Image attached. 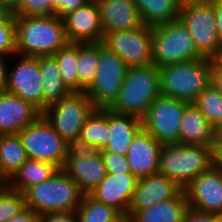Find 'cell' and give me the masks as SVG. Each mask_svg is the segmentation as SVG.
I'll return each mask as SVG.
<instances>
[{
  "label": "cell",
  "mask_w": 222,
  "mask_h": 222,
  "mask_svg": "<svg viewBox=\"0 0 222 222\" xmlns=\"http://www.w3.org/2000/svg\"><path fill=\"white\" fill-rule=\"evenodd\" d=\"M59 168L46 161L27 159L7 185L14 190L24 192L28 187L49 180Z\"/></svg>",
  "instance_id": "484cf974"
},
{
  "label": "cell",
  "mask_w": 222,
  "mask_h": 222,
  "mask_svg": "<svg viewBox=\"0 0 222 222\" xmlns=\"http://www.w3.org/2000/svg\"><path fill=\"white\" fill-rule=\"evenodd\" d=\"M188 103L160 95L142 118V127L162 144L179 143V132L185 106Z\"/></svg>",
  "instance_id": "8fae6325"
},
{
  "label": "cell",
  "mask_w": 222,
  "mask_h": 222,
  "mask_svg": "<svg viewBox=\"0 0 222 222\" xmlns=\"http://www.w3.org/2000/svg\"><path fill=\"white\" fill-rule=\"evenodd\" d=\"M28 159L19 134L0 135V167L2 175L9 180Z\"/></svg>",
  "instance_id": "83f0119b"
},
{
  "label": "cell",
  "mask_w": 222,
  "mask_h": 222,
  "mask_svg": "<svg viewBox=\"0 0 222 222\" xmlns=\"http://www.w3.org/2000/svg\"><path fill=\"white\" fill-rule=\"evenodd\" d=\"M8 180L2 175L1 167H0V183L2 185H7Z\"/></svg>",
  "instance_id": "f5cc1de1"
},
{
  "label": "cell",
  "mask_w": 222,
  "mask_h": 222,
  "mask_svg": "<svg viewBox=\"0 0 222 222\" xmlns=\"http://www.w3.org/2000/svg\"><path fill=\"white\" fill-rule=\"evenodd\" d=\"M214 165L213 146L163 144L158 172L184 189L199 174Z\"/></svg>",
  "instance_id": "3957f363"
},
{
  "label": "cell",
  "mask_w": 222,
  "mask_h": 222,
  "mask_svg": "<svg viewBox=\"0 0 222 222\" xmlns=\"http://www.w3.org/2000/svg\"><path fill=\"white\" fill-rule=\"evenodd\" d=\"M95 108L85 92H71L50 104L42 115L67 142L80 135L83 124Z\"/></svg>",
  "instance_id": "30bf717a"
},
{
  "label": "cell",
  "mask_w": 222,
  "mask_h": 222,
  "mask_svg": "<svg viewBox=\"0 0 222 222\" xmlns=\"http://www.w3.org/2000/svg\"><path fill=\"white\" fill-rule=\"evenodd\" d=\"M59 65L63 83L71 92H79V78L77 75L78 43H68L53 55Z\"/></svg>",
  "instance_id": "1f68e13d"
},
{
  "label": "cell",
  "mask_w": 222,
  "mask_h": 222,
  "mask_svg": "<svg viewBox=\"0 0 222 222\" xmlns=\"http://www.w3.org/2000/svg\"><path fill=\"white\" fill-rule=\"evenodd\" d=\"M137 182L138 179L132 173H107L89 196L97 202L113 207L126 218Z\"/></svg>",
  "instance_id": "2e32d148"
},
{
  "label": "cell",
  "mask_w": 222,
  "mask_h": 222,
  "mask_svg": "<svg viewBox=\"0 0 222 222\" xmlns=\"http://www.w3.org/2000/svg\"><path fill=\"white\" fill-rule=\"evenodd\" d=\"M161 95L159 67H129L110 110L142 119L152 102Z\"/></svg>",
  "instance_id": "7a4b0ae2"
},
{
  "label": "cell",
  "mask_w": 222,
  "mask_h": 222,
  "mask_svg": "<svg viewBox=\"0 0 222 222\" xmlns=\"http://www.w3.org/2000/svg\"><path fill=\"white\" fill-rule=\"evenodd\" d=\"M41 222H79V220L76 211H74L43 214Z\"/></svg>",
  "instance_id": "f35d334b"
},
{
  "label": "cell",
  "mask_w": 222,
  "mask_h": 222,
  "mask_svg": "<svg viewBox=\"0 0 222 222\" xmlns=\"http://www.w3.org/2000/svg\"><path fill=\"white\" fill-rule=\"evenodd\" d=\"M188 208L185 192L180 189L172 198L136 211L126 222H182Z\"/></svg>",
  "instance_id": "cb8c5ba5"
},
{
  "label": "cell",
  "mask_w": 222,
  "mask_h": 222,
  "mask_svg": "<svg viewBox=\"0 0 222 222\" xmlns=\"http://www.w3.org/2000/svg\"><path fill=\"white\" fill-rule=\"evenodd\" d=\"M0 21H15V15L6 5L0 2Z\"/></svg>",
  "instance_id": "7dc6e473"
},
{
  "label": "cell",
  "mask_w": 222,
  "mask_h": 222,
  "mask_svg": "<svg viewBox=\"0 0 222 222\" xmlns=\"http://www.w3.org/2000/svg\"><path fill=\"white\" fill-rule=\"evenodd\" d=\"M90 0H64L63 3V16L67 13L80 8L85 5Z\"/></svg>",
  "instance_id": "bcb514c9"
},
{
  "label": "cell",
  "mask_w": 222,
  "mask_h": 222,
  "mask_svg": "<svg viewBox=\"0 0 222 222\" xmlns=\"http://www.w3.org/2000/svg\"><path fill=\"white\" fill-rule=\"evenodd\" d=\"M217 34L222 45V0H213Z\"/></svg>",
  "instance_id": "b9f144b4"
},
{
  "label": "cell",
  "mask_w": 222,
  "mask_h": 222,
  "mask_svg": "<svg viewBox=\"0 0 222 222\" xmlns=\"http://www.w3.org/2000/svg\"><path fill=\"white\" fill-rule=\"evenodd\" d=\"M100 154L108 174L115 175L131 173L126 156L109 151H101Z\"/></svg>",
  "instance_id": "74e56055"
},
{
  "label": "cell",
  "mask_w": 222,
  "mask_h": 222,
  "mask_svg": "<svg viewBox=\"0 0 222 222\" xmlns=\"http://www.w3.org/2000/svg\"><path fill=\"white\" fill-rule=\"evenodd\" d=\"M211 83L222 93V68L214 61L211 69Z\"/></svg>",
  "instance_id": "7bdbcfd3"
},
{
  "label": "cell",
  "mask_w": 222,
  "mask_h": 222,
  "mask_svg": "<svg viewBox=\"0 0 222 222\" xmlns=\"http://www.w3.org/2000/svg\"><path fill=\"white\" fill-rule=\"evenodd\" d=\"M213 61L222 68V45L219 47V50L216 56L213 58Z\"/></svg>",
  "instance_id": "681fc988"
},
{
  "label": "cell",
  "mask_w": 222,
  "mask_h": 222,
  "mask_svg": "<svg viewBox=\"0 0 222 222\" xmlns=\"http://www.w3.org/2000/svg\"><path fill=\"white\" fill-rule=\"evenodd\" d=\"M182 222H207V213L188 208Z\"/></svg>",
  "instance_id": "60d3db41"
},
{
  "label": "cell",
  "mask_w": 222,
  "mask_h": 222,
  "mask_svg": "<svg viewBox=\"0 0 222 222\" xmlns=\"http://www.w3.org/2000/svg\"><path fill=\"white\" fill-rule=\"evenodd\" d=\"M194 105L217 129L222 123V93L210 83L194 100Z\"/></svg>",
  "instance_id": "d6a6232c"
},
{
  "label": "cell",
  "mask_w": 222,
  "mask_h": 222,
  "mask_svg": "<svg viewBox=\"0 0 222 222\" xmlns=\"http://www.w3.org/2000/svg\"><path fill=\"white\" fill-rule=\"evenodd\" d=\"M103 36L114 31L137 29L144 25L134 0H96Z\"/></svg>",
  "instance_id": "d6986e66"
},
{
  "label": "cell",
  "mask_w": 222,
  "mask_h": 222,
  "mask_svg": "<svg viewBox=\"0 0 222 222\" xmlns=\"http://www.w3.org/2000/svg\"><path fill=\"white\" fill-rule=\"evenodd\" d=\"M17 57L54 55L69 41L63 19L55 14L15 16Z\"/></svg>",
  "instance_id": "6da1fadb"
},
{
  "label": "cell",
  "mask_w": 222,
  "mask_h": 222,
  "mask_svg": "<svg viewBox=\"0 0 222 222\" xmlns=\"http://www.w3.org/2000/svg\"><path fill=\"white\" fill-rule=\"evenodd\" d=\"M6 222H41V215L34 212L32 209L25 208L18 215Z\"/></svg>",
  "instance_id": "ab89813d"
},
{
  "label": "cell",
  "mask_w": 222,
  "mask_h": 222,
  "mask_svg": "<svg viewBox=\"0 0 222 222\" xmlns=\"http://www.w3.org/2000/svg\"><path fill=\"white\" fill-rule=\"evenodd\" d=\"M10 72L7 71L6 92L26 100L43 113L40 56H23Z\"/></svg>",
  "instance_id": "4fadbf2b"
},
{
  "label": "cell",
  "mask_w": 222,
  "mask_h": 222,
  "mask_svg": "<svg viewBox=\"0 0 222 222\" xmlns=\"http://www.w3.org/2000/svg\"><path fill=\"white\" fill-rule=\"evenodd\" d=\"M64 0H20L15 16H37L55 14L63 17Z\"/></svg>",
  "instance_id": "836d02e7"
},
{
  "label": "cell",
  "mask_w": 222,
  "mask_h": 222,
  "mask_svg": "<svg viewBox=\"0 0 222 222\" xmlns=\"http://www.w3.org/2000/svg\"><path fill=\"white\" fill-rule=\"evenodd\" d=\"M0 54L17 56L15 21H0Z\"/></svg>",
  "instance_id": "8d00e7d4"
},
{
  "label": "cell",
  "mask_w": 222,
  "mask_h": 222,
  "mask_svg": "<svg viewBox=\"0 0 222 222\" xmlns=\"http://www.w3.org/2000/svg\"><path fill=\"white\" fill-rule=\"evenodd\" d=\"M126 63L100 42V58L96 76L84 91L96 108H108L117 98L125 79Z\"/></svg>",
  "instance_id": "ba28073f"
},
{
  "label": "cell",
  "mask_w": 222,
  "mask_h": 222,
  "mask_svg": "<svg viewBox=\"0 0 222 222\" xmlns=\"http://www.w3.org/2000/svg\"><path fill=\"white\" fill-rule=\"evenodd\" d=\"M180 189L166 175L159 172L138 179L125 221L138 210L149 208L172 198Z\"/></svg>",
  "instance_id": "e0dca14e"
},
{
  "label": "cell",
  "mask_w": 222,
  "mask_h": 222,
  "mask_svg": "<svg viewBox=\"0 0 222 222\" xmlns=\"http://www.w3.org/2000/svg\"><path fill=\"white\" fill-rule=\"evenodd\" d=\"M144 25L155 27L178 18V0H134Z\"/></svg>",
  "instance_id": "4316f807"
},
{
  "label": "cell",
  "mask_w": 222,
  "mask_h": 222,
  "mask_svg": "<svg viewBox=\"0 0 222 222\" xmlns=\"http://www.w3.org/2000/svg\"><path fill=\"white\" fill-rule=\"evenodd\" d=\"M101 43L117 54L128 67L153 64L151 27L143 25L133 30L107 33Z\"/></svg>",
  "instance_id": "7c38bea8"
},
{
  "label": "cell",
  "mask_w": 222,
  "mask_h": 222,
  "mask_svg": "<svg viewBox=\"0 0 222 222\" xmlns=\"http://www.w3.org/2000/svg\"><path fill=\"white\" fill-rule=\"evenodd\" d=\"M214 166L222 170V137H216L213 146Z\"/></svg>",
  "instance_id": "ee69618b"
},
{
  "label": "cell",
  "mask_w": 222,
  "mask_h": 222,
  "mask_svg": "<svg viewBox=\"0 0 222 222\" xmlns=\"http://www.w3.org/2000/svg\"><path fill=\"white\" fill-rule=\"evenodd\" d=\"M207 222H222V216L207 213Z\"/></svg>",
  "instance_id": "816d5d0a"
},
{
  "label": "cell",
  "mask_w": 222,
  "mask_h": 222,
  "mask_svg": "<svg viewBox=\"0 0 222 222\" xmlns=\"http://www.w3.org/2000/svg\"><path fill=\"white\" fill-rule=\"evenodd\" d=\"M216 136L222 137V123L221 125L216 129Z\"/></svg>",
  "instance_id": "db71d44e"
},
{
  "label": "cell",
  "mask_w": 222,
  "mask_h": 222,
  "mask_svg": "<svg viewBox=\"0 0 222 222\" xmlns=\"http://www.w3.org/2000/svg\"><path fill=\"white\" fill-rule=\"evenodd\" d=\"M178 18L188 28L198 52L213 59L221 46L213 2L181 5Z\"/></svg>",
  "instance_id": "9c48e42d"
},
{
  "label": "cell",
  "mask_w": 222,
  "mask_h": 222,
  "mask_svg": "<svg viewBox=\"0 0 222 222\" xmlns=\"http://www.w3.org/2000/svg\"><path fill=\"white\" fill-rule=\"evenodd\" d=\"M216 137V128L194 103H188L180 125L179 144L214 146Z\"/></svg>",
  "instance_id": "44dd1931"
},
{
  "label": "cell",
  "mask_w": 222,
  "mask_h": 222,
  "mask_svg": "<svg viewBox=\"0 0 222 222\" xmlns=\"http://www.w3.org/2000/svg\"><path fill=\"white\" fill-rule=\"evenodd\" d=\"M40 72L42 76L44 112L50 104L68 96L71 91L63 83L58 62L53 55L40 56Z\"/></svg>",
  "instance_id": "d4e9b609"
},
{
  "label": "cell",
  "mask_w": 222,
  "mask_h": 222,
  "mask_svg": "<svg viewBox=\"0 0 222 222\" xmlns=\"http://www.w3.org/2000/svg\"><path fill=\"white\" fill-rule=\"evenodd\" d=\"M142 128V119L109 109V142L101 151L126 156L134 137Z\"/></svg>",
  "instance_id": "603a6c76"
},
{
  "label": "cell",
  "mask_w": 222,
  "mask_h": 222,
  "mask_svg": "<svg viewBox=\"0 0 222 222\" xmlns=\"http://www.w3.org/2000/svg\"><path fill=\"white\" fill-rule=\"evenodd\" d=\"M100 58V43H78L77 75L79 92H84L93 82Z\"/></svg>",
  "instance_id": "f546056e"
},
{
  "label": "cell",
  "mask_w": 222,
  "mask_h": 222,
  "mask_svg": "<svg viewBox=\"0 0 222 222\" xmlns=\"http://www.w3.org/2000/svg\"><path fill=\"white\" fill-rule=\"evenodd\" d=\"M180 5H187L193 3H204V2H212L213 0H178Z\"/></svg>",
  "instance_id": "f907efd6"
},
{
  "label": "cell",
  "mask_w": 222,
  "mask_h": 222,
  "mask_svg": "<svg viewBox=\"0 0 222 222\" xmlns=\"http://www.w3.org/2000/svg\"><path fill=\"white\" fill-rule=\"evenodd\" d=\"M69 43H100L103 30L100 23V11L96 0L62 17Z\"/></svg>",
  "instance_id": "9a60e30c"
},
{
  "label": "cell",
  "mask_w": 222,
  "mask_h": 222,
  "mask_svg": "<svg viewBox=\"0 0 222 222\" xmlns=\"http://www.w3.org/2000/svg\"><path fill=\"white\" fill-rule=\"evenodd\" d=\"M76 213L79 222H126L113 207L97 202L89 195H83Z\"/></svg>",
  "instance_id": "4dcf8cb0"
},
{
  "label": "cell",
  "mask_w": 222,
  "mask_h": 222,
  "mask_svg": "<svg viewBox=\"0 0 222 222\" xmlns=\"http://www.w3.org/2000/svg\"><path fill=\"white\" fill-rule=\"evenodd\" d=\"M5 55L0 54V93H4L7 90V65L5 64Z\"/></svg>",
  "instance_id": "f6af8a7d"
},
{
  "label": "cell",
  "mask_w": 222,
  "mask_h": 222,
  "mask_svg": "<svg viewBox=\"0 0 222 222\" xmlns=\"http://www.w3.org/2000/svg\"><path fill=\"white\" fill-rule=\"evenodd\" d=\"M162 146L143 128L137 133L126 155L130 171L137 179L158 173Z\"/></svg>",
  "instance_id": "ac0fdd59"
},
{
  "label": "cell",
  "mask_w": 222,
  "mask_h": 222,
  "mask_svg": "<svg viewBox=\"0 0 222 222\" xmlns=\"http://www.w3.org/2000/svg\"><path fill=\"white\" fill-rule=\"evenodd\" d=\"M20 0H0V2L6 5L13 12L18 8Z\"/></svg>",
  "instance_id": "c3c4849f"
},
{
  "label": "cell",
  "mask_w": 222,
  "mask_h": 222,
  "mask_svg": "<svg viewBox=\"0 0 222 222\" xmlns=\"http://www.w3.org/2000/svg\"><path fill=\"white\" fill-rule=\"evenodd\" d=\"M41 115L36 107L17 95L0 93V135L18 134Z\"/></svg>",
  "instance_id": "ffe728a7"
},
{
  "label": "cell",
  "mask_w": 222,
  "mask_h": 222,
  "mask_svg": "<svg viewBox=\"0 0 222 222\" xmlns=\"http://www.w3.org/2000/svg\"><path fill=\"white\" fill-rule=\"evenodd\" d=\"M189 208L222 216V170L214 165L184 189Z\"/></svg>",
  "instance_id": "5bb4252c"
},
{
  "label": "cell",
  "mask_w": 222,
  "mask_h": 222,
  "mask_svg": "<svg viewBox=\"0 0 222 222\" xmlns=\"http://www.w3.org/2000/svg\"><path fill=\"white\" fill-rule=\"evenodd\" d=\"M23 193L26 208L39 215L74 212L84 195L76 182L62 169H58L49 180L30 186Z\"/></svg>",
  "instance_id": "277c9868"
},
{
  "label": "cell",
  "mask_w": 222,
  "mask_h": 222,
  "mask_svg": "<svg viewBox=\"0 0 222 222\" xmlns=\"http://www.w3.org/2000/svg\"><path fill=\"white\" fill-rule=\"evenodd\" d=\"M61 169L76 182L84 195H89L107 175L101 154L88 159L66 158Z\"/></svg>",
  "instance_id": "7402d4cb"
},
{
  "label": "cell",
  "mask_w": 222,
  "mask_h": 222,
  "mask_svg": "<svg viewBox=\"0 0 222 222\" xmlns=\"http://www.w3.org/2000/svg\"><path fill=\"white\" fill-rule=\"evenodd\" d=\"M152 56L157 67L203 58L179 18L152 28Z\"/></svg>",
  "instance_id": "8992f818"
},
{
  "label": "cell",
  "mask_w": 222,
  "mask_h": 222,
  "mask_svg": "<svg viewBox=\"0 0 222 222\" xmlns=\"http://www.w3.org/2000/svg\"><path fill=\"white\" fill-rule=\"evenodd\" d=\"M25 208L23 192L14 190L8 185L0 187V222H6Z\"/></svg>",
  "instance_id": "e575fe53"
},
{
  "label": "cell",
  "mask_w": 222,
  "mask_h": 222,
  "mask_svg": "<svg viewBox=\"0 0 222 222\" xmlns=\"http://www.w3.org/2000/svg\"><path fill=\"white\" fill-rule=\"evenodd\" d=\"M18 134L28 159L46 161L59 169L63 167L67 157L66 141L43 115Z\"/></svg>",
  "instance_id": "52a82bcc"
},
{
  "label": "cell",
  "mask_w": 222,
  "mask_h": 222,
  "mask_svg": "<svg viewBox=\"0 0 222 222\" xmlns=\"http://www.w3.org/2000/svg\"><path fill=\"white\" fill-rule=\"evenodd\" d=\"M109 108H95L83 124L80 136L103 150L109 142Z\"/></svg>",
  "instance_id": "f1b7e54d"
},
{
  "label": "cell",
  "mask_w": 222,
  "mask_h": 222,
  "mask_svg": "<svg viewBox=\"0 0 222 222\" xmlns=\"http://www.w3.org/2000/svg\"><path fill=\"white\" fill-rule=\"evenodd\" d=\"M212 62L203 57L159 67L161 95L193 103L211 83Z\"/></svg>",
  "instance_id": "5b68a950"
},
{
  "label": "cell",
  "mask_w": 222,
  "mask_h": 222,
  "mask_svg": "<svg viewBox=\"0 0 222 222\" xmlns=\"http://www.w3.org/2000/svg\"><path fill=\"white\" fill-rule=\"evenodd\" d=\"M66 158L88 159L98 156L101 149L89 142H85L80 135L74 136L66 142Z\"/></svg>",
  "instance_id": "d590c367"
}]
</instances>
